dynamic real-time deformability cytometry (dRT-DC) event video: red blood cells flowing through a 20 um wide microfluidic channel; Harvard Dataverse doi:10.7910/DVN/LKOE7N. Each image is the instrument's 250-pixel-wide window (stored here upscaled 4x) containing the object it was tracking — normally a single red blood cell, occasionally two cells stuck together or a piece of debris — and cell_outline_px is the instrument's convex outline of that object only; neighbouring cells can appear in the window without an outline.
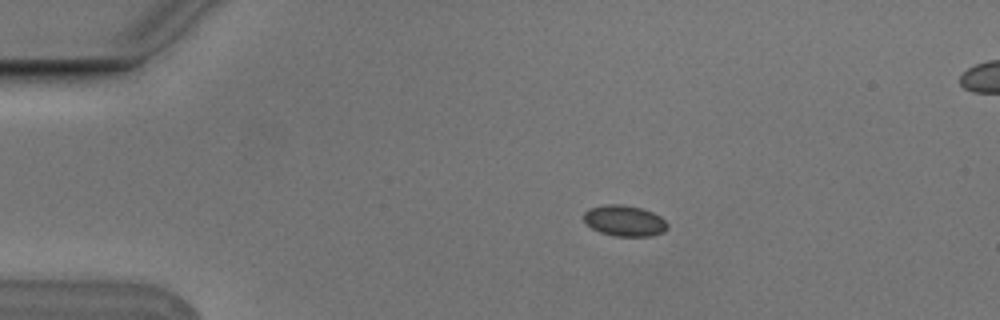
{"species": "Egyptian fruit bat (a non-hibernating species)", "species_latin": "Rousettus aegyptiacus", "temperature_condition": "cold", "stored_images_in_passage": 5, "camera_frame_rate_fps": 3000, "um_per_image_px": 0.085, "animal": {"sex": "male"}, "frame": {"image": 1, "passage_image": 1, "time_ms": 0.0, "image_size_px": [1000, 320], "cell_outline_px": [[668, 228], [664, 232], [652, 236], [616, 236], [600, 232], [592, 228], [584, 220], [584, 212], [588, 208], [604, 204], [620, 204], [640, 208], [652, 212], [660, 216], [668, 224]], "centroid_in_image_um": [53.09, 18.76], "position_along_channel_um": 31.9, "area_um2": 15.09}}
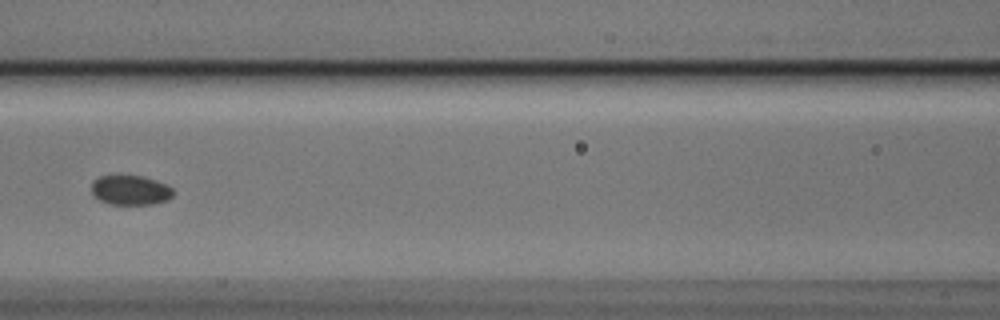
{"frame": {"image": 2, "passage_image": 5, "time_ms": 1.333, "image_size_px": [1000, 320], "cell_outline_px": [[172, 196], [168, 200], [152, 204], [108, 204], [100, 200], [92, 192], [92, 180], [100, 176], [144, 176], [156, 180], [172, 188]], "centroid_in_image_um": [11.08, 16.16], "position_along_channel_um": 155.5, "area_um2": 13.99}}